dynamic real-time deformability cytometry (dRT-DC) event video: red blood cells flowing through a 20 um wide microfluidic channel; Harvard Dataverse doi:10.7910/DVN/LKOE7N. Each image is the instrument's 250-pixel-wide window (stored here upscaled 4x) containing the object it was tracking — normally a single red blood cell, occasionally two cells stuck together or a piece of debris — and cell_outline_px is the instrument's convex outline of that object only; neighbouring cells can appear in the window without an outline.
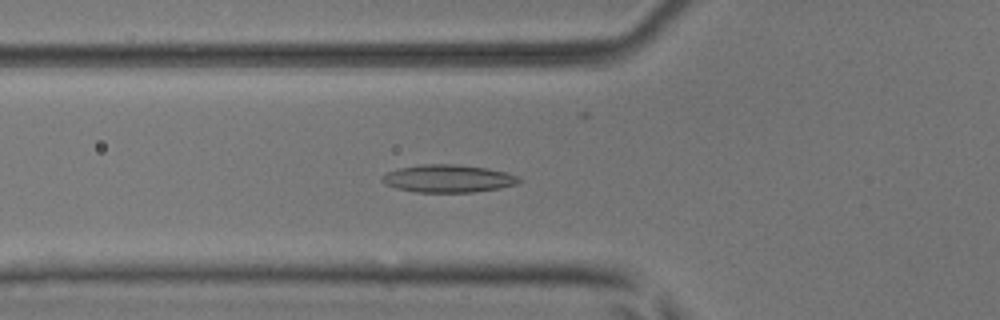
{"species": "common noctule bat (a hibernating species)", "species_latin": "Nyctalus noctula", "temperature_condition": "room temperature", "stored_images_in_passage": 47, "camera_frame_rate_fps": 3000, "um_per_image_px": 0.085, "animal": {"sex": "male", "body_mass_g": 17.9, "forearm_length_mm": 54.2}, "frame": {"image": 1, "passage_image": 19, "time_ms": 6.0, "image_size_px": [1000, 320], "cell_outline_px": [[524, 180], [516, 184], [500, 188], [472, 192], [416, 192], [396, 188], [384, 184], [380, 180], [380, 176], [388, 172], [400, 168], [424, 164], [456, 164], [488, 168], [520, 176]], "centroid_in_image_um": [38.1, 15.18], "position_along_channel_um": 87.7, "area_um2": 22.2}}
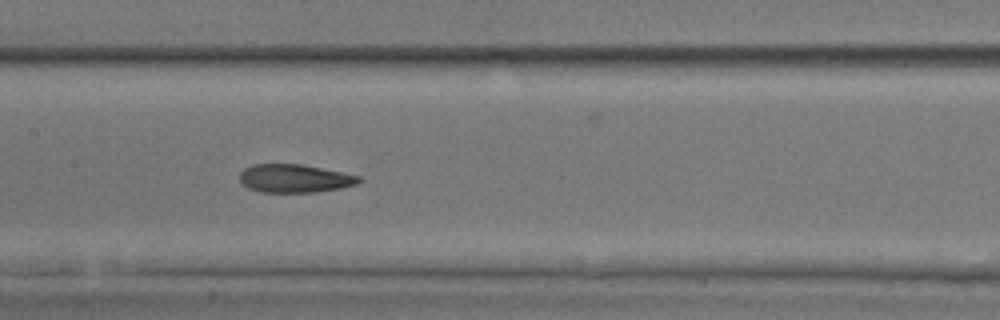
{"frame": {"image": 2, "passage_image": 26, "time_ms": 8.333, "image_size_px": [1000, 320], "cell_outline_px": [[364, 180], [356, 184], [340, 188], [316, 192], [260, 192], [248, 188], [240, 180], [240, 172], [244, 168], [252, 164], [304, 164], [360, 176]], "centroid_in_image_um": [25.05, 15.16], "position_along_channel_um": 182.4, "area_um2": 19.71}}
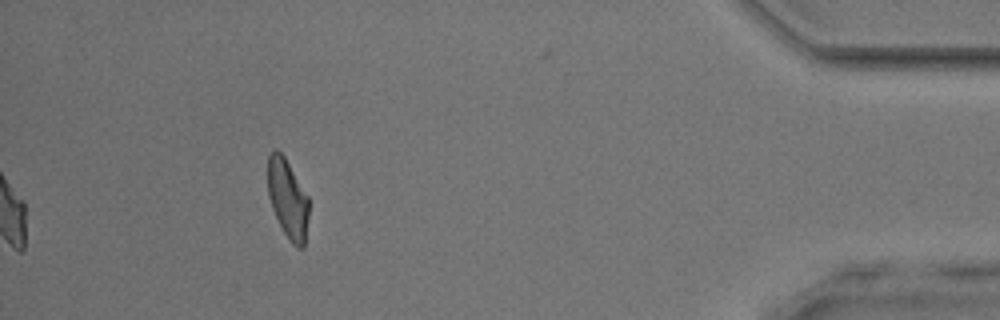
{"frame": {"image": 3, "passage_image": 47, "time_ms": 15.333, "image_size_px": [1000, 320], "cell_outline_px": [[308, 216], [304, 248], [296, 248], [288, 240], [272, 208], [268, 196], [268, 156], [276, 148], [284, 156], [308, 196]], "centroid_in_image_um": [24.46, 16.92], "position_along_channel_um": 410.7, "area_um2": 18.79}, "authors_computed_cell_mechanics": {"area_um2": 20.4034, "velocity_mm_per_s": 4.0543, "shape_relaxation_time_tau1_ms": null, "shape_relaxation_time_tau2_ms": 2.2889, "deformation_change_tau1": null, "deformation_change_tau2": 0.0962}}